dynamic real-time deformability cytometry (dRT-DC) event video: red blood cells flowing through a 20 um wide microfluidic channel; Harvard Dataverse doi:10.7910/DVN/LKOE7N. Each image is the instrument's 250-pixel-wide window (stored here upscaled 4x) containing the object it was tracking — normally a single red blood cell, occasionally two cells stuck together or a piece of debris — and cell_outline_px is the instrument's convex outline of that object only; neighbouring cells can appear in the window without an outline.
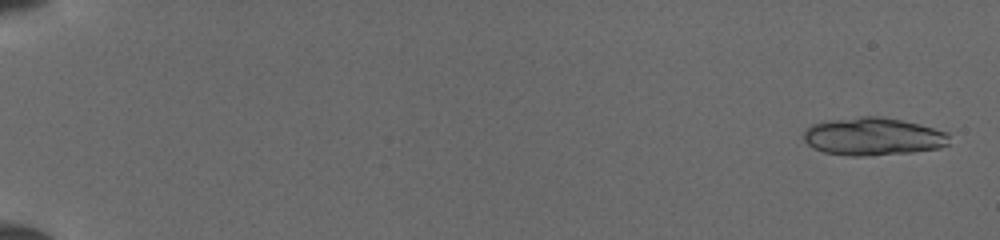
{"species": "common noctule bat (a hibernating species)", "species_latin": "Nyctalus noctula", "temperature_condition": "cold", "stored_images_in_passage": 39, "camera_frame_rate_fps": 3000, "um_per_image_px": 0.085, "animal": {"sex": "female", "body_mass_g": 19.5, "forearm_length_mm": 54.1}, "frame": {"image": 1, "passage_image": 2, "time_ms": 0.333, "image_size_px": [1000, 240], "cell_outline_px": [[948, 144], [940, 148], [912, 152], [872, 156], [848, 156], [824, 152], [812, 148], [804, 140], [804, 128], [812, 124], [828, 120], [860, 116], [880, 116], [920, 124], [948, 132]], "centroid_in_image_um": [74.18, 11.61], "position_along_channel_um": 10.8, "area_um2": 32.37}}
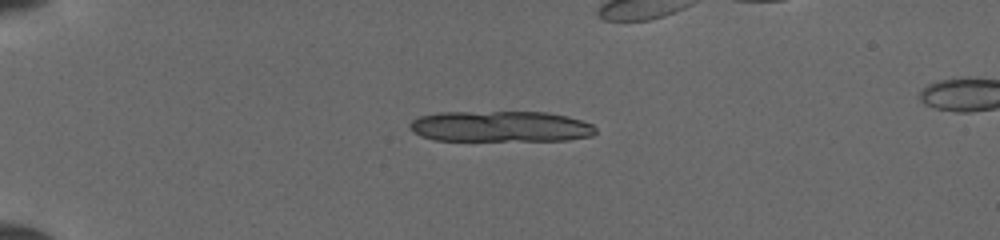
{"frame": {"image": 2, "passage_image": 14, "time_ms": 4.333, "image_size_px": [1000, 240], "cell_outline_px": [[596, 132], [592, 136], [568, 140], [436, 140], [420, 136], [412, 132], [408, 128], [408, 124], [412, 120], [420, 116], [440, 112], [548, 112], [568, 116], [592, 124], [596, 128]], "centroid_in_image_um": [42.53, 10.75], "position_along_channel_um": 42.5, "area_um2": 33.64}}